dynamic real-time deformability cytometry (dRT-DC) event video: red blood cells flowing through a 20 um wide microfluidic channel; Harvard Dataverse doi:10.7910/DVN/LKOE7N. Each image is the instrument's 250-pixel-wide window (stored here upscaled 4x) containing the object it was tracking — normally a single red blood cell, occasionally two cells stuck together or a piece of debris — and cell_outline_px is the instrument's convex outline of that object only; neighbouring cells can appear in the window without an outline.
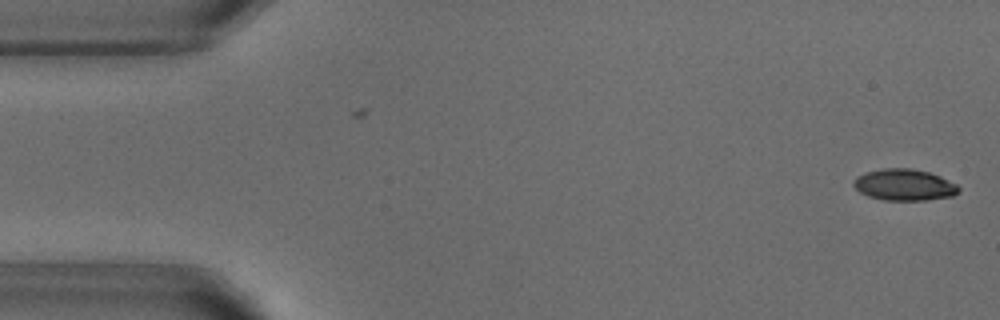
{"species": "common noctule bat (a hibernating species)", "species_latin": "Nyctalus noctula", "temperature_condition": "warm", "stored_images_in_passage": 52, "camera_frame_rate_fps": 3000, "um_per_image_px": 0.085, "animal": {"sex": "male", "body_mass_g": 18.8}, "frame": {"image": 1, "passage_image": 1, "time_ms": 0.0, "image_size_px": [1000, 320], "cell_outline_px": [[960, 192], [952, 196], [924, 200], [884, 200], [868, 196], [860, 192], [852, 184], [856, 176], [864, 172], [884, 168], [912, 168], [928, 172], [940, 176], [956, 184], [960, 188]], "centroid_in_image_um": [76.85, 15.7], "position_along_channel_um": 8.1, "area_um2": 19.31}}
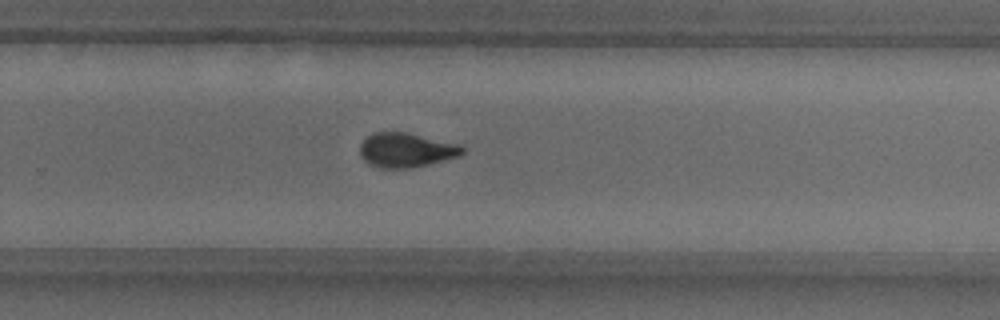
{"frame": {"image": 2, "passage_image": 33, "time_ms": 10.667, "image_size_px": [1000, 320], "cell_outline_px": [[464, 152], [460, 156], [412, 168], [380, 168], [368, 164], [360, 156], [360, 144], [372, 132], [408, 132], [460, 144], [464, 148]], "centroid_in_image_um": [34.52, 12.75], "position_along_channel_um": 295.3, "area_um2": 20.75}}
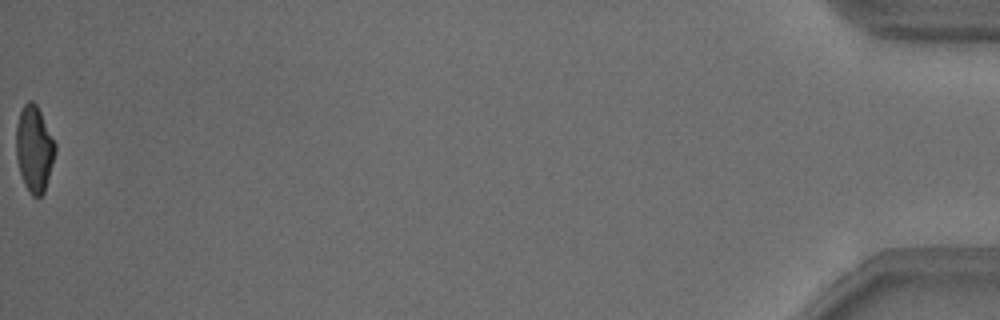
{"frame": {"image": 3, "passage_image": 52, "time_ms": 17.0, "image_size_px": [1000, 320], "cell_outline_px": [[56, 152], [44, 192], [40, 196], [32, 196], [24, 184], [16, 160], [16, 124], [20, 112], [24, 104], [28, 100], [32, 100], [36, 104], [56, 144]], "centroid_in_image_um": [2.9, 12.65], "position_along_channel_um": 432.3, "area_um2": 19.54}, "authors_computed_cell_mechanics": {"area_um2": 20.6635, "velocity_mm_per_s": 3.8279, "shape_relaxation_time_tau1_ms": 5.3862, "shape_relaxation_time_tau2_ms": 0.5706, "deformation_change_tau1": 0.1747, "deformation_change_tau2": 0.0574}}